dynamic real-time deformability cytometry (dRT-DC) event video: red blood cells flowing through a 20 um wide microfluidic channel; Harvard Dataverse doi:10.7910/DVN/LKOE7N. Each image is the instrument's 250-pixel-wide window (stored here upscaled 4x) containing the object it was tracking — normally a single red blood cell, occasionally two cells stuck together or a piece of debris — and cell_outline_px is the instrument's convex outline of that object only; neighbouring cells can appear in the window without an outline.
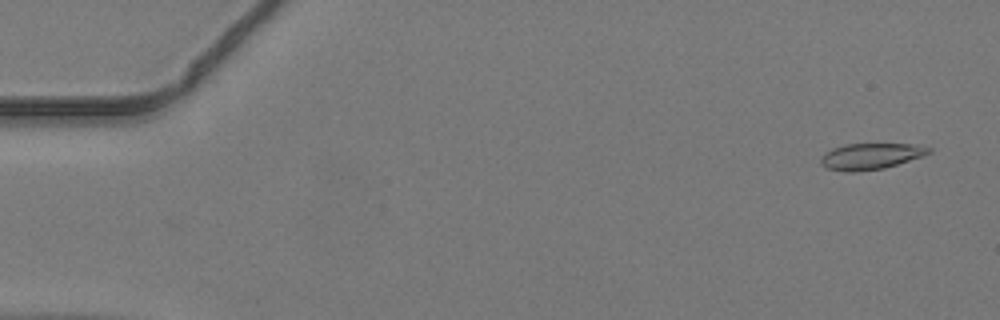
{"species": "common noctule bat (a hibernating species)", "species_latin": "Nyctalus noctula", "temperature_condition": "warm", "stored_images_in_passage": 49, "camera_frame_rate_fps": 3000, "um_per_image_px": 0.085, "animal": {"sex": "male", "body_mass_g": 19.2, "forearm_length_mm": 51.8}, "frame": {"image": 1, "passage_image": 3, "time_ms": 0.667, "image_size_px": [1000, 320], "cell_outline_px": [[932, 152], [884, 168], [852, 172], [848, 172], [828, 168], [820, 164], [820, 156], [824, 152], [832, 148], [844, 144], [912, 144], [932, 148]], "centroid_in_image_um": [73.94, 13.27], "position_along_channel_um": 11.1, "area_um2": 16.3}}
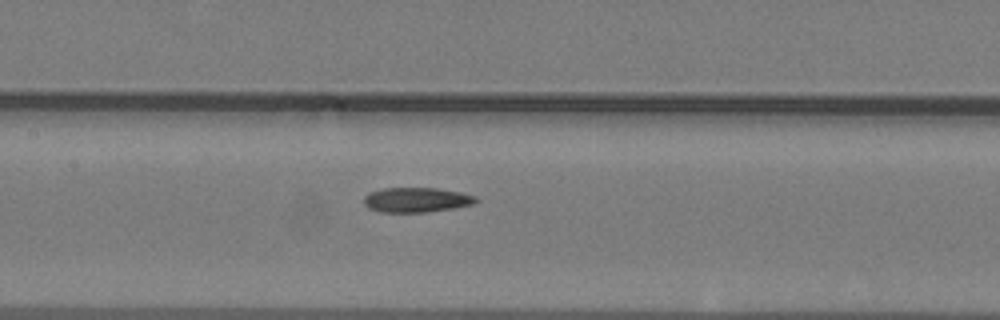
{"frame": {"image": 2, "passage_image": 24, "time_ms": 7.667, "image_size_px": [1000, 320], "cell_outline_px": [[480, 200], [472, 204], [452, 208], [428, 212], [380, 212], [368, 208], [364, 204], [364, 196], [368, 192], [380, 188], [436, 188], [460, 192], [476, 196]], "centroid_in_image_um": [35.36, 16.98], "position_along_channel_um": 172.0, "area_um2": 16.3}}
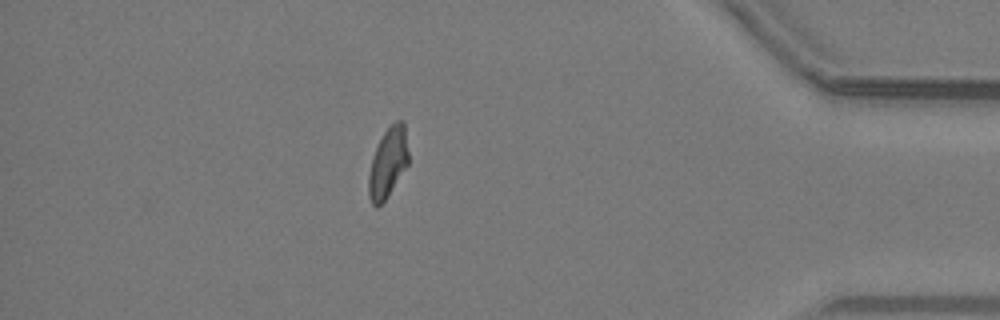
{"frame": {"image": 3, "passage_image": 43, "time_ms": 14.0, "image_size_px": [1000, 320], "cell_outline_px": [[408, 164], [384, 200], [376, 208], [372, 204], [368, 196], [368, 176], [372, 156], [384, 132], [396, 120], [404, 120], [408, 152]], "centroid_in_image_um": [32.96, 13.82], "position_along_channel_um": 402.2, "area_um2": 16.01}}